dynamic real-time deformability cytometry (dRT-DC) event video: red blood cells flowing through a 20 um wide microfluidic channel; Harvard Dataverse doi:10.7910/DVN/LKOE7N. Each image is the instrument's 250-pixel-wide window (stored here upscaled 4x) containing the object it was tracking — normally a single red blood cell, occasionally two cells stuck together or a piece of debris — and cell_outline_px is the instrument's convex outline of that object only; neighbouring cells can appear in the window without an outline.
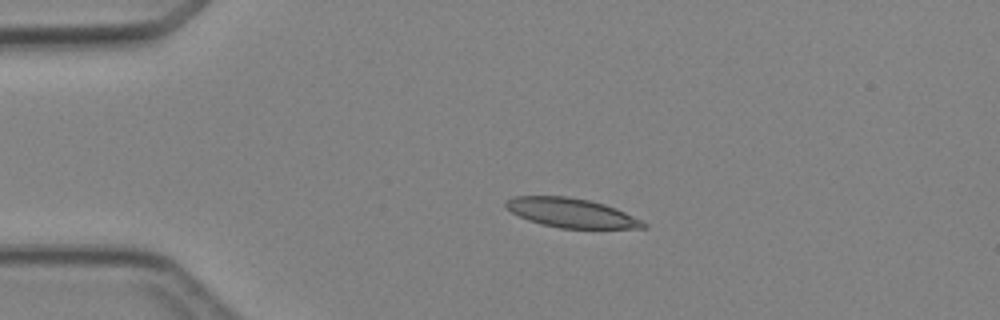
{"species": "Egyptian fruit bat (a non-hibernating species)", "species_latin": "Rousettus aegyptiacus", "temperature_condition": "cold", "stored_images_in_passage": 5, "camera_frame_rate_fps": 3000, "um_per_image_px": 0.085, "animal": {"sex": "female"}, "frame": {"image": 1, "passage_image": 3, "time_ms": 2.333, "image_size_px": [1000, 320], "cell_outline_px": [[648, 228], [560, 228], [528, 220], [504, 208], [504, 200], [512, 196], [564, 196], [588, 200], [604, 204], [616, 208], [648, 224]], "centroid_in_image_um": [48.51, 18.08], "position_along_channel_um": 36.5, "area_um2": 23.29}}